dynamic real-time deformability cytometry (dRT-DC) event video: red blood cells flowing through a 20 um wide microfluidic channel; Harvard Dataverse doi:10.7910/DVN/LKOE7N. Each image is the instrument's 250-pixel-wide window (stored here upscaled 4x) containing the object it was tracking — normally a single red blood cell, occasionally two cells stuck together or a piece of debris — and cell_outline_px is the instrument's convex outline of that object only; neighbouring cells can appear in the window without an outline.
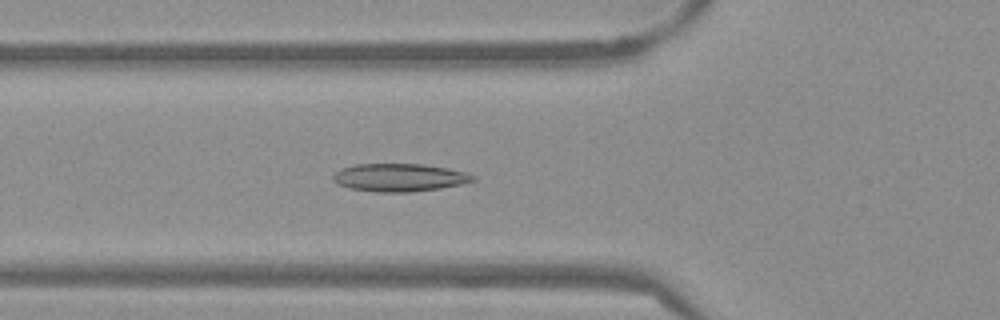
{"species": "Egyptian fruit bat (a non-hibernating species)", "species_latin": "Rousettus aegyptiacus", "temperature_condition": "warm", "stored_images_in_passage": 53, "camera_frame_rate_fps": 3000, "um_per_image_px": 0.085, "frame": {"image": 1, "passage_image": 19, "time_ms": 6.0, "image_size_px": [1000, 320], "cell_outline_px": [[476, 180], [460, 184], [440, 188], [408, 192], [376, 192], [348, 188], [336, 184], [332, 180], [332, 176], [340, 168], [356, 164], [424, 164], [448, 168], [468, 172], [476, 176]], "centroid_in_image_um": [33.93, 15.08], "position_along_channel_um": 91.9, "area_um2": 22.95}}
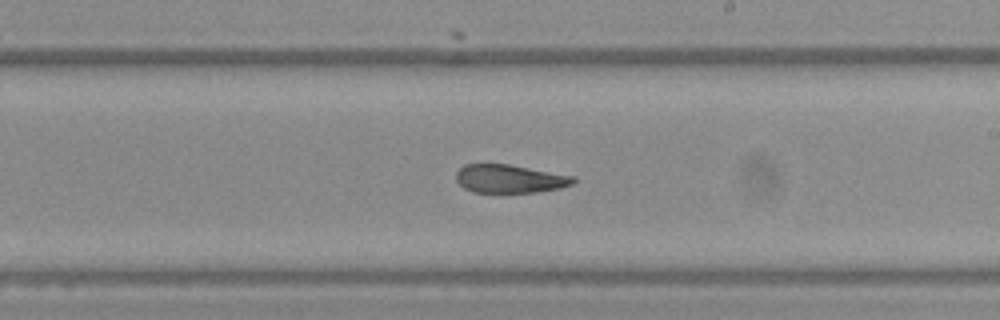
{"frame": {"image": 2, "passage_image": 31, "time_ms": 10.0, "image_size_px": [1000, 320], "cell_outline_px": [[576, 180], [572, 184], [560, 188], [536, 192], [472, 192], [464, 188], [456, 180], [456, 172], [464, 164], [508, 164], [576, 176]], "centroid_in_image_um": [43.33, 15.19], "position_along_channel_um": 245.7, "area_um2": 19.36}}
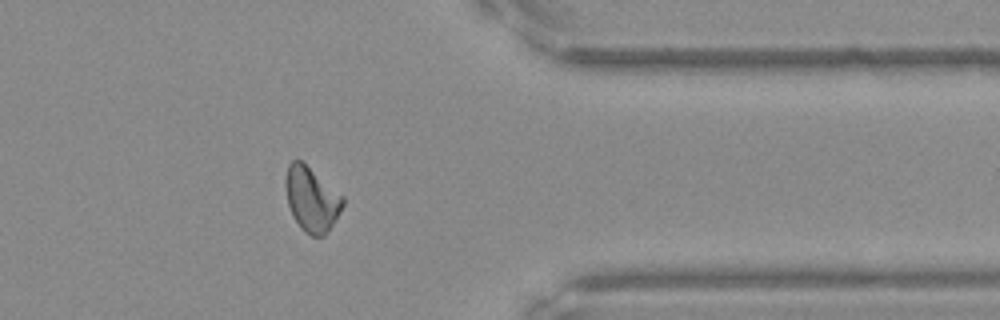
{"frame": {"image": 3, "passage_image": 43, "time_ms": 14.0, "image_size_px": [1000, 320], "cell_outline_px": [[344, 204], [340, 212], [324, 236], [312, 236], [304, 232], [300, 228], [292, 216], [288, 204], [284, 184], [284, 180], [288, 164], [292, 160], [300, 160], [344, 196]], "centroid_in_image_um": [26.46, 16.94], "position_along_channel_um": 384.9, "area_um2": 21.56}, "authors_computed_cell_mechanics": {"area_um2": 21.5594, "velocity_mm_per_s": 3.8348, "shape_relaxation_time_tau1_ms": null, "shape_relaxation_time_tau2_ms": 3.0111, "deformation_change_tau1": null, "deformation_change_tau2": 0.0888}}